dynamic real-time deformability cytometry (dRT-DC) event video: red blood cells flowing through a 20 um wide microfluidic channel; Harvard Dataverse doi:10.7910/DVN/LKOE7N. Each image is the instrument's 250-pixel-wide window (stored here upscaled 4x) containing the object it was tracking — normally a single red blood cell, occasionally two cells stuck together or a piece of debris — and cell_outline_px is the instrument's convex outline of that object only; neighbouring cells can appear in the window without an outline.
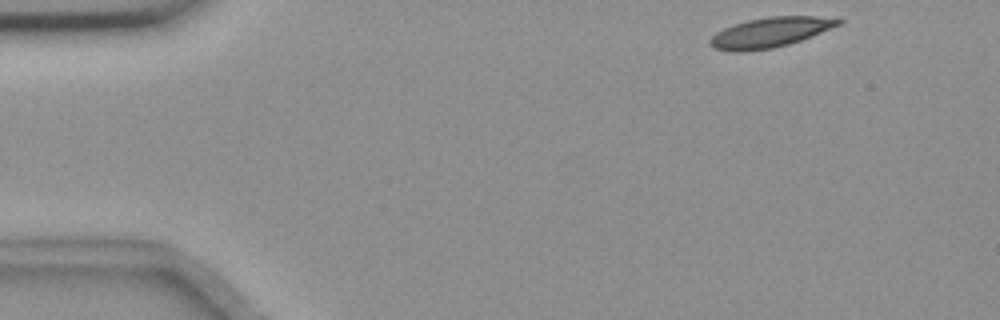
{"species": "common noctule bat (a hibernating species)", "species_latin": "Nyctalus noctula", "temperature_condition": "room temperature", "stored_images_in_passage": 50, "camera_frame_rate_fps": 3000, "um_per_image_px": 0.085, "animal": {"sex": "female", "body_mass_g": 18.4}, "frame": {"image": 1, "passage_image": 1, "time_ms": 0.0, "image_size_px": [1000, 320], "cell_outline_px": [[844, 20], [840, 24], [812, 36], [788, 44], [772, 48], [744, 52], [728, 52], [712, 48], [708, 44], [708, 40], [716, 32], [724, 28], [748, 20], [768, 16], [840, 16]], "centroid_in_image_um": [65.47, 2.75], "position_along_channel_um": 19.5, "area_um2": 22.77}}
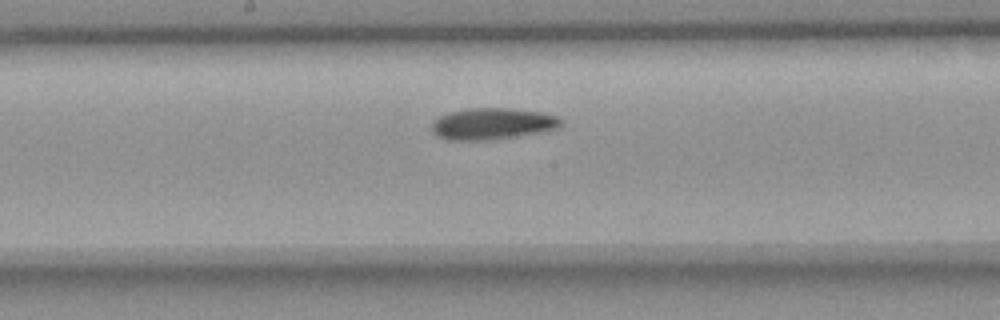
{"frame": {"image": 2, "passage_image": 24, "time_ms": 7.667, "image_size_px": [1000, 320], "cell_outline_px": [[560, 124], [556, 128], [540, 132], [488, 140], [448, 140], [436, 136], [432, 132], [432, 124], [440, 116], [448, 112], [468, 108], [508, 108], [540, 112], [556, 116], [560, 120]], "centroid_in_image_um": [41.78, 10.52], "position_along_channel_um": 206.4, "area_um2": 23.41}}
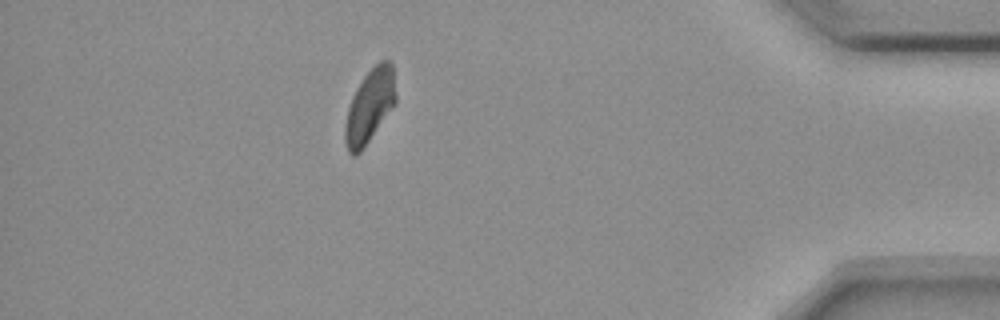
{"frame": {"image": 3, "passage_image": 44, "time_ms": 14.333, "image_size_px": [1000, 320], "cell_outline_px": [[396, 104], [364, 148], [356, 156], [352, 156], [348, 152], [344, 140], [344, 128], [348, 108], [352, 96], [356, 88], [364, 76], [380, 60], [392, 60], [396, 96]], "centroid_in_image_um": [31.43, 9.04], "position_along_channel_um": 403.8, "area_um2": 22.02}, "authors_computed_cell_mechanics": {"area_um2": 22.7732, "velocity_mm_per_s": 3.6322, "shape_relaxation_time_tau1_ms": 5.2087, "shape_relaxation_time_tau2_ms": null, "deformation_change_tau1": 0.141, "deformation_change_tau2": null}}